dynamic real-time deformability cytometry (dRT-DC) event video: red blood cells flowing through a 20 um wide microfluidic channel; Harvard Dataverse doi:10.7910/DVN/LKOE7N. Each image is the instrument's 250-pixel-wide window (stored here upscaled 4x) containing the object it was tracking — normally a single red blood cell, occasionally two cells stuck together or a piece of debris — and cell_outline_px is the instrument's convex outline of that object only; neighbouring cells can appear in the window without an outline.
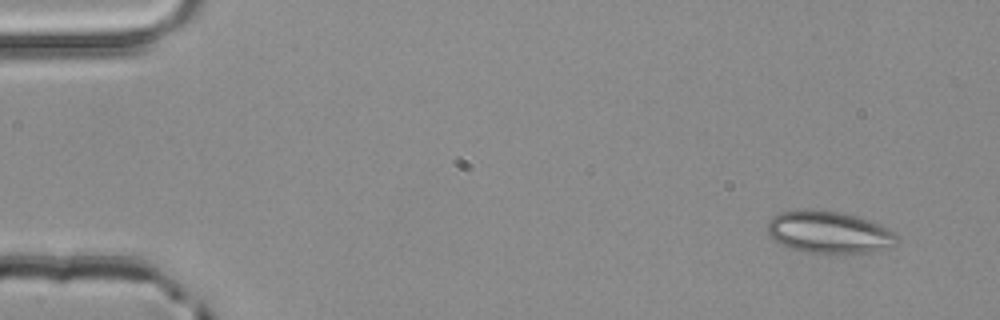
{"species": "common noctule bat (a hibernating species)", "species_latin": "Nyctalus noctula", "temperature_condition": "room temperature", "stored_images_in_passage": 4, "camera_frame_rate_fps": 3000, "um_per_image_px": 0.085, "animal": {"sex": "male", "body_mass_g": 20.4}, "frame": {"image": 1, "passage_image": 1, "time_ms": 0.0, "image_size_px": [1000, 320], "cell_outline_px": [[900, 240], [884, 248], [872, 252], [836, 256], [808, 252], [792, 248], [780, 244], [768, 232], [768, 220], [772, 216], [780, 212], [836, 212], [868, 220], [880, 224], [888, 228], [900, 236]], "centroid_in_image_um": [70.52, 19.82], "position_along_channel_um": 14.5, "area_um2": 31.39}}